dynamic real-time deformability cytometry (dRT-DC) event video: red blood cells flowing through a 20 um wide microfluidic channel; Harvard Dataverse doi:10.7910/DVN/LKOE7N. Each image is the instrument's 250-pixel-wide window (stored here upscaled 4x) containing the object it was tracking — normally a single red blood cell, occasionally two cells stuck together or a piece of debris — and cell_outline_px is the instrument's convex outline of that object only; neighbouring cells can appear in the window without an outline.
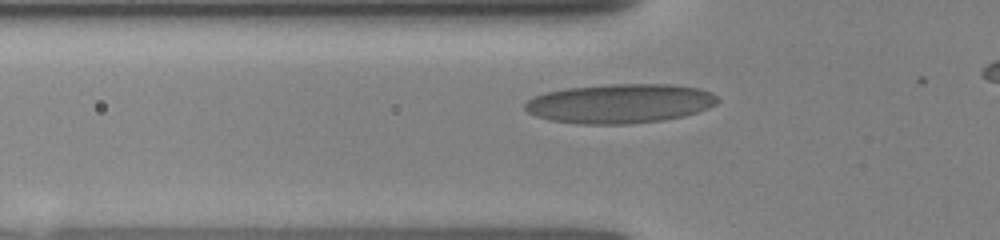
{"species": "human", "species_latin": "Homo sapiens", "temperature_condition": "room temperature", "stored_images_in_passage": 21, "camera_frame_rate_fps": 3000, "um_per_image_px": 0.085, "donor": {"sex": "female"}, "frame": {"image": 1, "passage_image": 3, "time_ms": 0.667, "image_size_px": [1000, 240], "cell_outline_px": [[720, 100], [716, 104], [708, 108], [684, 116], [664, 120], [628, 124], [580, 124], [548, 120], [536, 116], [528, 112], [524, 108], [524, 104], [528, 100], [544, 92], [564, 88], [612, 84], [672, 84], [700, 88], [712, 92]], "centroid_in_image_um": [52.7, 8.8], "position_along_channel_um": 73.1, "area_um2": 44.45}}
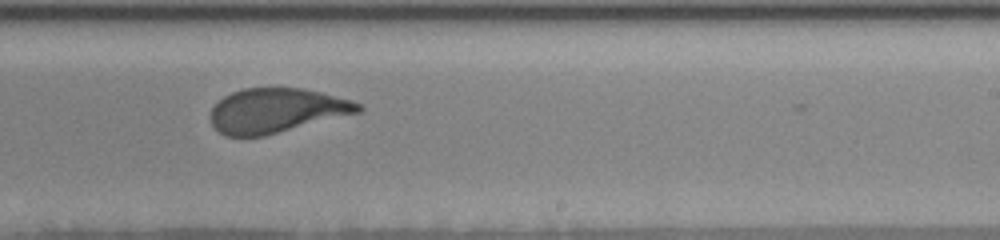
{"frame": {"image": 2, "passage_image": 12, "time_ms": 5.333, "image_size_px": [1000, 240], "cell_outline_px": [[364, 108], [360, 112], [264, 136], [224, 136], [212, 124], [212, 108], [224, 96], [232, 92], [244, 88], [304, 88], [320, 92], [348, 100], [360, 104]], "centroid_in_image_um": [23.49, 9.4], "position_along_channel_um": 265.5, "area_um2": 37.8}}
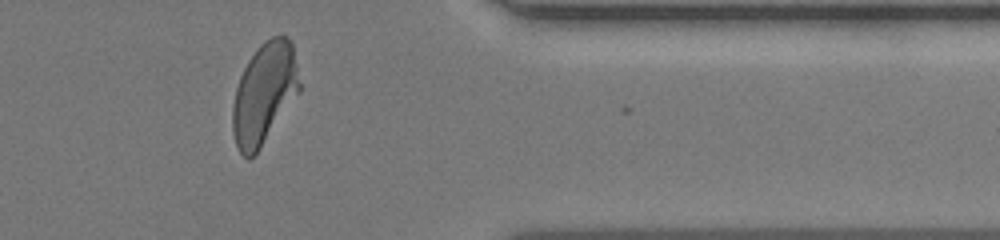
{"frame": {"image": 3, "passage_image": 19, "time_ms": 8.667, "image_size_px": [1000, 240], "cell_outline_px": [[300, 92], [260, 148], [248, 160], [240, 152], [236, 144], [232, 132], [232, 108], [236, 88], [240, 76], [248, 60], [256, 48], [264, 40], [272, 36], [284, 36], [292, 40], [300, 84]], "centroid_in_image_um": [22.46, 7.93], "position_along_channel_um": 388.9, "area_um2": 39.42}}